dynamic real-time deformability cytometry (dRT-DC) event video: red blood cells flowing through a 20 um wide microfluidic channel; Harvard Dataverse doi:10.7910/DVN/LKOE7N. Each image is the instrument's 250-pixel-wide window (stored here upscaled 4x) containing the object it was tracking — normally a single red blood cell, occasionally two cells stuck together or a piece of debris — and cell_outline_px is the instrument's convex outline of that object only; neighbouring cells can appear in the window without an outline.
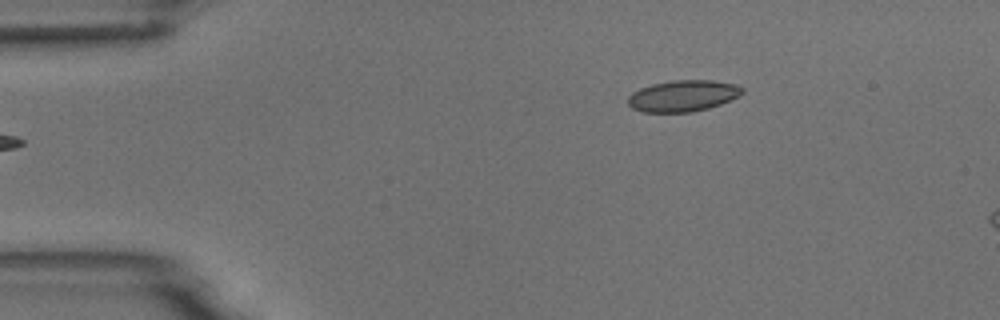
{"species": "common noctule bat (a hibernating species)", "species_latin": "Nyctalus noctula", "temperature_condition": "room temperature", "stored_images_in_passage": 2, "camera_frame_rate_fps": 3000, "um_per_image_px": 0.085, "animal": {"sex": "male", "body_mass_g": 18.8}, "frame": {"image": 1, "passage_image": 2, "time_ms": 1.0, "image_size_px": [1000, 320], "cell_outline_px": [[744, 92], [720, 104], [708, 108], [692, 112], [644, 112], [632, 108], [628, 104], [628, 96], [632, 92], [640, 88], [652, 84], [672, 80], [712, 80], [736, 84], [744, 88]], "centroid_in_image_um": [58.03, 8.14], "position_along_channel_um": 27.0, "area_um2": 20.81}}